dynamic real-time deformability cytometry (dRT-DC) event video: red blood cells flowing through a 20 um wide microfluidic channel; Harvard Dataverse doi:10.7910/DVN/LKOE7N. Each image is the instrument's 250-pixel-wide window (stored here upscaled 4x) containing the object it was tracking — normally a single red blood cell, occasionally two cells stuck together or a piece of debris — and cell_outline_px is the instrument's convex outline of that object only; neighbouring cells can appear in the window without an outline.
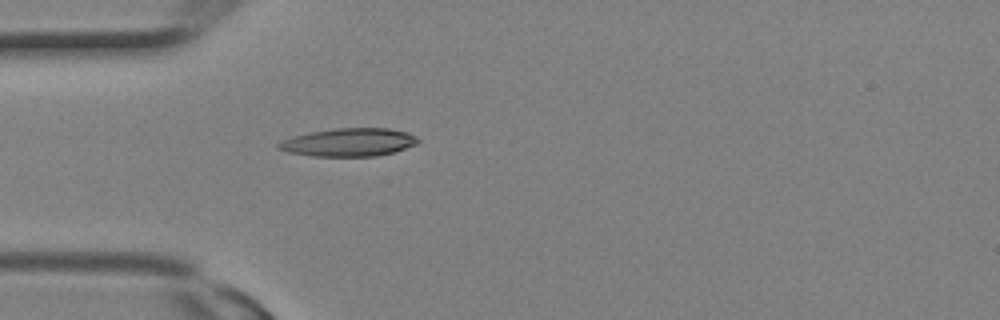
{"species": "Egyptian fruit bat (a non-hibernating species)", "species_latin": "Rousettus aegyptiacus", "temperature_condition": "room temperature", "stored_images_in_passage": 2, "camera_frame_rate_fps": 3000, "um_per_image_px": 0.085, "animal": {"sex": "female"}, "frame": {"image": 1, "passage_image": 2, "time_ms": 0.333, "image_size_px": [1000, 320], "cell_outline_px": [[420, 140], [416, 144], [392, 152], [376, 156], [312, 156], [288, 152], [276, 148], [276, 144], [292, 136], [332, 128], [388, 128], [408, 132], [416, 136]], "centroid_in_image_um": [29.64, 12.09], "position_along_channel_um": 55.4, "area_um2": 22.77}}